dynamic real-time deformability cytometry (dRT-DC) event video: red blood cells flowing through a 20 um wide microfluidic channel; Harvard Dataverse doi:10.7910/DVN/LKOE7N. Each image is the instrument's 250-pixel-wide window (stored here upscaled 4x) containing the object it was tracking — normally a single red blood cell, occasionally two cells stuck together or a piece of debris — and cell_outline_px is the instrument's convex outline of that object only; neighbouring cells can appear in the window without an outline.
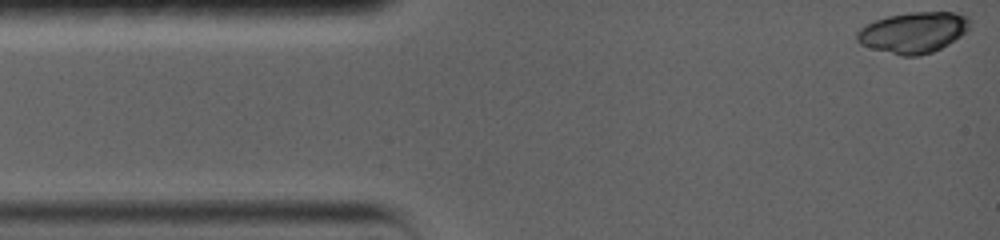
{"species": "common noctule bat (a hibernating species)", "species_latin": "Nyctalus noctula", "temperature_condition": "warm", "stored_images_in_passage": 7, "camera_frame_rate_fps": 5000, "um_per_image_px": 0.085, "animal": {"sex": "female", "body_mass_g": 19.0, "forearm_length_mm": 56.7}, "frame": {"image": 1, "passage_image": 1, "time_ms": 0.0, "image_size_px": [1000, 240], "cell_outline_px": [[972, 20], [968, 28], [960, 36], [948, 44], [932, 52], [920, 56], [900, 56], [872, 48], [860, 44], [856, 40], [856, 32], [860, 28], [876, 20], [888, 16], [912, 12], [956, 12], [968, 16]], "centroid_in_image_um": [77.64, 2.76], "position_along_channel_um": 7.4, "area_um2": 26.88}}
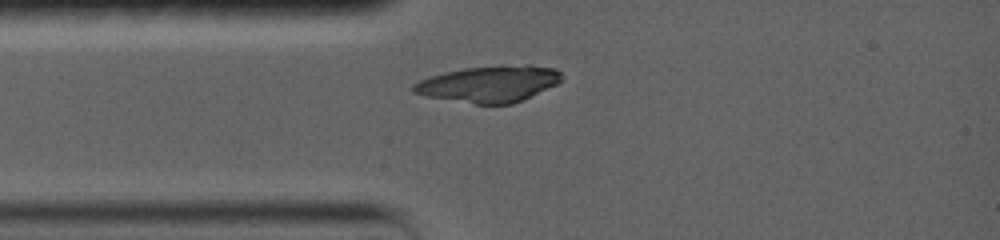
{"frame": {"image": 2, "passage_image": 5, "time_ms": 3.0, "image_size_px": [1000, 240], "cell_outline_px": [[560, 80], [556, 84], [524, 100], [512, 104], [476, 104], [428, 96], [412, 92], [412, 84], [420, 80], [444, 72], [464, 68], [528, 64], [556, 68], [560, 72]], "centroid_in_image_um": [41.59, 7.13], "position_along_channel_um": 43.4, "area_um2": 31.15}}
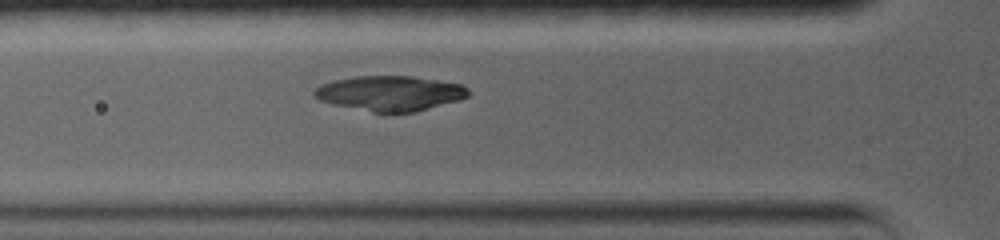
{"frame": {"image": 3, "passage_image": 7, "time_ms": 4.4, "image_size_px": [1000, 240], "cell_outline_px": [[472, 92], [468, 96], [460, 100], [416, 112], [372, 112], [332, 104], [320, 100], [312, 92], [316, 88], [332, 80], [356, 76], [412, 76], [460, 84], [468, 88]], "centroid_in_image_um": [33.18, 7.93], "position_along_channel_um": 92.6, "area_um2": 31.39}}